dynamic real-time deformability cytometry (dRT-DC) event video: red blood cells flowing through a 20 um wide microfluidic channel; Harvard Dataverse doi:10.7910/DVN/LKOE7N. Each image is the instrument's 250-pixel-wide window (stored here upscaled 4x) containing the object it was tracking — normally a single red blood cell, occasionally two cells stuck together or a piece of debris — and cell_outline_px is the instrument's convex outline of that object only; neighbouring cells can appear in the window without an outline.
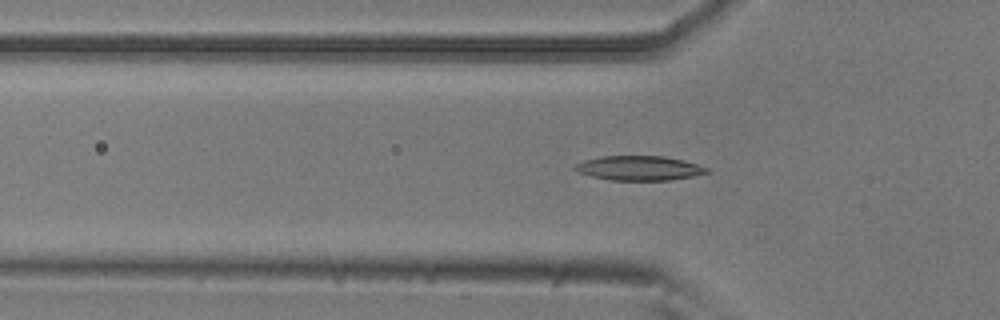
{"species": "common noctule bat (a hibernating species)", "species_latin": "Nyctalus noctula", "temperature_condition": "room temperature", "stored_images_in_passage": 50, "camera_frame_rate_fps": 3000, "um_per_image_px": 0.085, "animal": {"sex": "male", "body_mass_g": 20.5, "forearm_length_mm": 52.5}, "frame": {"image": 1, "passage_image": 13, "time_ms": 4.0, "image_size_px": [1000, 320], "cell_outline_px": [[712, 172], [692, 176], [668, 180], [612, 180], [592, 176], [580, 172], [572, 168], [576, 164], [584, 160], [600, 156], [664, 156], [684, 160], [708, 168]], "centroid_in_image_um": [54.35, 14.28], "position_along_channel_um": 71.5, "area_um2": 18.73}}
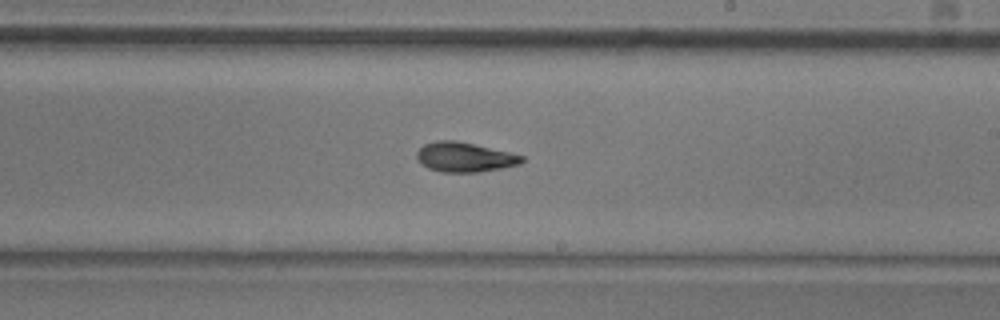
{"frame": {"image": 2, "passage_image": 27, "time_ms": 8.667, "image_size_px": [1000, 320], "cell_outline_px": [[524, 160], [520, 164], [500, 168], [476, 172], [440, 172], [428, 168], [416, 156], [416, 152], [424, 144], [436, 140], [456, 140], [508, 152], [524, 156]], "centroid_in_image_um": [39.48, 13.35], "position_along_channel_um": 249.5, "area_um2": 17.92}}
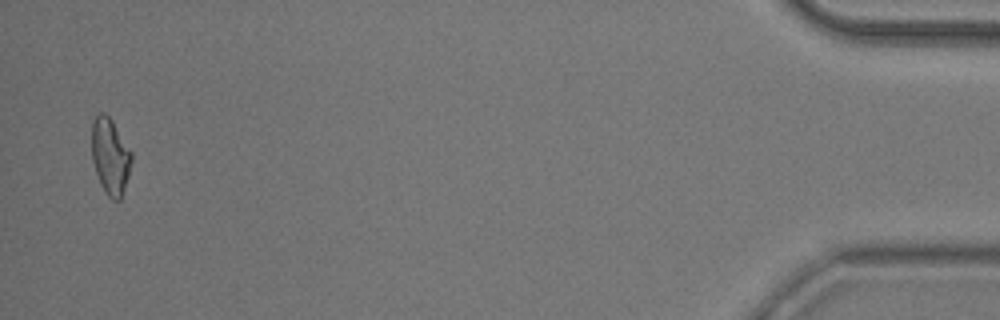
{"frame": {"image": 3, "passage_image": 48, "time_ms": 15.667, "image_size_px": [1000, 320], "cell_outline_px": [[132, 160], [128, 176], [120, 200], [112, 200], [104, 192], [100, 184], [92, 160], [92, 120], [100, 112], [104, 112], [112, 120], [132, 152]], "centroid_in_image_um": [9.37, 13.28], "position_along_channel_um": 425.8, "area_um2": 17.69}}